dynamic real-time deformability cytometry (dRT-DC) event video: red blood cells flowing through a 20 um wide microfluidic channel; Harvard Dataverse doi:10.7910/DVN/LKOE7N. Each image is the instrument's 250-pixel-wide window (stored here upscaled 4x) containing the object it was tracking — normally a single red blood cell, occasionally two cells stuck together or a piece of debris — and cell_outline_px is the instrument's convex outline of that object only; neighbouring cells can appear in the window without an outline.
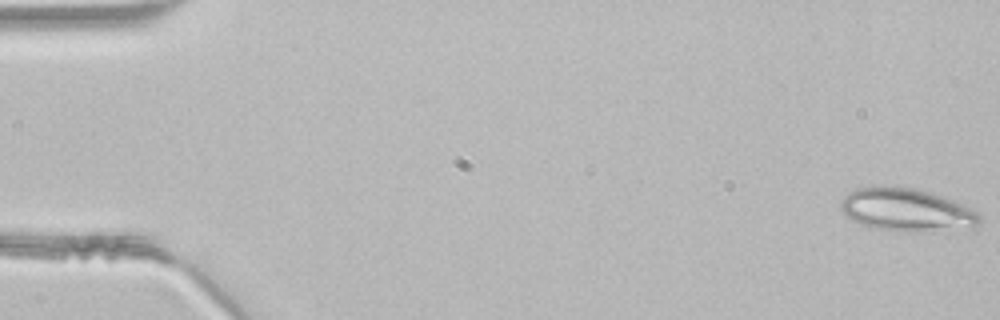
{"species": "common noctule bat (a hibernating species)", "species_latin": "Nyctalus noctula", "temperature_condition": "room temperature", "stored_images_in_passage": 13, "camera_frame_rate_fps": 3000, "um_per_image_px": 0.085, "animal": {"sex": "male", "body_mass_g": 21.5, "forearm_length_mm": 52.0}, "frame": {"image": 1, "passage_image": 1, "time_ms": 0.0, "image_size_px": [1000, 320], "cell_outline_px": [[980, 220], [972, 228], [924, 232], [896, 232], [872, 228], [860, 224], [852, 220], [840, 208], [840, 200], [848, 192], [856, 188], [872, 184], [880, 184], [912, 188], [932, 192], [964, 204], [980, 212]], "centroid_in_image_um": [77.04, 17.83], "position_along_channel_um": 8.0, "area_um2": 35.78}}